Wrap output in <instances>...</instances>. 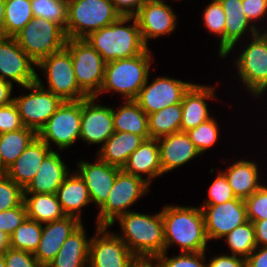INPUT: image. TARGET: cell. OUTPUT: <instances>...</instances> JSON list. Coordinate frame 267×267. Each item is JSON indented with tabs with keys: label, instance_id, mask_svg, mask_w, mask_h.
I'll list each match as a JSON object with an SVG mask.
<instances>
[{
	"label": "cell",
	"instance_id": "obj_6",
	"mask_svg": "<svg viewBox=\"0 0 267 267\" xmlns=\"http://www.w3.org/2000/svg\"><path fill=\"white\" fill-rule=\"evenodd\" d=\"M14 37L18 45L36 63L62 50L68 39L60 25L44 18H33Z\"/></svg>",
	"mask_w": 267,
	"mask_h": 267
},
{
	"label": "cell",
	"instance_id": "obj_27",
	"mask_svg": "<svg viewBox=\"0 0 267 267\" xmlns=\"http://www.w3.org/2000/svg\"><path fill=\"white\" fill-rule=\"evenodd\" d=\"M89 244L82 224L65 240L47 267H88Z\"/></svg>",
	"mask_w": 267,
	"mask_h": 267
},
{
	"label": "cell",
	"instance_id": "obj_13",
	"mask_svg": "<svg viewBox=\"0 0 267 267\" xmlns=\"http://www.w3.org/2000/svg\"><path fill=\"white\" fill-rule=\"evenodd\" d=\"M33 61L18 45L15 37L0 38V78L12 84L18 83L24 87L37 80V72Z\"/></svg>",
	"mask_w": 267,
	"mask_h": 267
},
{
	"label": "cell",
	"instance_id": "obj_4",
	"mask_svg": "<svg viewBox=\"0 0 267 267\" xmlns=\"http://www.w3.org/2000/svg\"><path fill=\"white\" fill-rule=\"evenodd\" d=\"M151 50L147 48L142 54L106 62L104 79L100 93L110 90L123 94L126 100H135L139 91L149 79Z\"/></svg>",
	"mask_w": 267,
	"mask_h": 267
},
{
	"label": "cell",
	"instance_id": "obj_34",
	"mask_svg": "<svg viewBox=\"0 0 267 267\" xmlns=\"http://www.w3.org/2000/svg\"><path fill=\"white\" fill-rule=\"evenodd\" d=\"M182 104H173L148 115L150 138L158 139L181 131Z\"/></svg>",
	"mask_w": 267,
	"mask_h": 267
},
{
	"label": "cell",
	"instance_id": "obj_54",
	"mask_svg": "<svg viewBox=\"0 0 267 267\" xmlns=\"http://www.w3.org/2000/svg\"><path fill=\"white\" fill-rule=\"evenodd\" d=\"M12 87L13 84L0 78V107L13 102L14 97L11 98Z\"/></svg>",
	"mask_w": 267,
	"mask_h": 267
},
{
	"label": "cell",
	"instance_id": "obj_48",
	"mask_svg": "<svg viewBox=\"0 0 267 267\" xmlns=\"http://www.w3.org/2000/svg\"><path fill=\"white\" fill-rule=\"evenodd\" d=\"M243 11L250 21H257L267 13V0H242Z\"/></svg>",
	"mask_w": 267,
	"mask_h": 267
},
{
	"label": "cell",
	"instance_id": "obj_22",
	"mask_svg": "<svg viewBox=\"0 0 267 267\" xmlns=\"http://www.w3.org/2000/svg\"><path fill=\"white\" fill-rule=\"evenodd\" d=\"M52 151L38 136L7 168L6 175L25 189L36 175L44 158Z\"/></svg>",
	"mask_w": 267,
	"mask_h": 267
},
{
	"label": "cell",
	"instance_id": "obj_3",
	"mask_svg": "<svg viewBox=\"0 0 267 267\" xmlns=\"http://www.w3.org/2000/svg\"><path fill=\"white\" fill-rule=\"evenodd\" d=\"M119 238L135 256H158L164 252V223L161 211L155 215L129 211L117 218Z\"/></svg>",
	"mask_w": 267,
	"mask_h": 267
},
{
	"label": "cell",
	"instance_id": "obj_57",
	"mask_svg": "<svg viewBox=\"0 0 267 267\" xmlns=\"http://www.w3.org/2000/svg\"><path fill=\"white\" fill-rule=\"evenodd\" d=\"M7 172V169L4 167L1 159H0V177L5 176Z\"/></svg>",
	"mask_w": 267,
	"mask_h": 267
},
{
	"label": "cell",
	"instance_id": "obj_56",
	"mask_svg": "<svg viewBox=\"0 0 267 267\" xmlns=\"http://www.w3.org/2000/svg\"><path fill=\"white\" fill-rule=\"evenodd\" d=\"M10 247L9 236L0 230V253Z\"/></svg>",
	"mask_w": 267,
	"mask_h": 267
},
{
	"label": "cell",
	"instance_id": "obj_47",
	"mask_svg": "<svg viewBox=\"0 0 267 267\" xmlns=\"http://www.w3.org/2000/svg\"><path fill=\"white\" fill-rule=\"evenodd\" d=\"M18 108L14 102L0 107V134L23 128Z\"/></svg>",
	"mask_w": 267,
	"mask_h": 267
},
{
	"label": "cell",
	"instance_id": "obj_32",
	"mask_svg": "<svg viewBox=\"0 0 267 267\" xmlns=\"http://www.w3.org/2000/svg\"><path fill=\"white\" fill-rule=\"evenodd\" d=\"M31 195V197H28ZM24 204L28 219L45 224L66 216L56 194L24 193Z\"/></svg>",
	"mask_w": 267,
	"mask_h": 267
},
{
	"label": "cell",
	"instance_id": "obj_14",
	"mask_svg": "<svg viewBox=\"0 0 267 267\" xmlns=\"http://www.w3.org/2000/svg\"><path fill=\"white\" fill-rule=\"evenodd\" d=\"M97 226L95 237L90 239L88 267H127L135 255L118 234Z\"/></svg>",
	"mask_w": 267,
	"mask_h": 267
},
{
	"label": "cell",
	"instance_id": "obj_36",
	"mask_svg": "<svg viewBox=\"0 0 267 267\" xmlns=\"http://www.w3.org/2000/svg\"><path fill=\"white\" fill-rule=\"evenodd\" d=\"M224 239H226V242L231 249L230 251H232V255L244 259H246L257 247L254 225L249 220L233 229L224 237Z\"/></svg>",
	"mask_w": 267,
	"mask_h": 267
},
{
	"label": "cell",
	"instance_id": "obj_19",
	"mask_svg": "<svg viewBox=\"0 0 267 267\" xmlns=\"http://www.w3.org/2000/svg\"><path fill=\"white\" fill-rule=\"evenodd\" d=\"M41 239L33 253L35 258L45 267L55 258L65 240L81 225L82 222L72 216L45 223Z\"/></svg>",
	"mask_w": 267,
	"mask_h": 267
},
{
	"label": "cell",
	"instance_id": "obj_10",
	"mask_svg": "<svg viewBox=\"0 0 267 267\" xmlns=\"http://www.w3.org/2000/svg\"><path fill=\"white\" fill-rule=\"evenodd\" d=\"M24 88L31 92L25 96L14 97L13 102L18 108L23 126L38 134L64 101L51 91L45 90L38 74L36 82Z\"/></svg>",
	"mask_w": 267,
	"mask_h": 267
},
{
	"label": "cell",
	"instance_id": "obj_41",
	"mask_svg": "<svg viewBox=\"0 0 267 267\" xmlns=\"http://www.w3.org/2000/svg\"><path fill=\"white\" fill-rule=\"evenodd\" d=\"M24 202V189L7 175L0 177V212L20 206Z\"/></svg>",
	"mask_w": 267,
	"mask_h": 267
},
{
	"label": "cell",
	"instance_id": "obj_43",
	"mask_svg": "<svg viewBox=\"0 0 267 267\" xmlns=\"http://www.w3.org/2000/svg\"><path fill=\"white\" fill-rule=\"evenodd\" d=\"M167 252L164 251L159 254L158 260L161 267H207L203 261H205V251L198 253L181 252V254L175 257H166Z\"/></svg>",
	"mask_w": 267,
	"mask_h": 267
},
{
	"label": "cell",
	"instance_id": "obj_8",
	"mask_svg": "<svg viewBox=\"0 0 267 267\" xmlns=\"http://www.w3.org/2000/svg\"><path fill=\"white\" fill-rule=\"evenodd\" d=\"M149 187L144 179L125 173L121 169L117 173L108 199L100 207L97 226L114 225L120 215L128 213V208L148 192Z\"/></svg>",
	"mask_w": 267,
	"mask_h": 267
},
{
	"label": "cell",
	"instance_id": "obj_45",
	"mask_svg": "<svg viewBox=\"0 0 267 267\" xmlns=\"http://www.w3.org/2000/svg\"><path fill=\"white\" fill-rule=\"evenodd\" d=\"M24 202L15 208L0 212V230L9 237L27 219Z\"/></svg>",
	"mask_w": 267,
	"mask_h": 267
},
{
	"label": "cell",
	"instance_id": "obj_40",
	"mask_svg": "<svg viewBox=\"0 0 267 267\" xmlns=\"http://www.w3.org/2000/svg\"><path fill=\"white\" fill-rule=\"evenodd\" d=\"M217 125L216 120H214V118H210L186 132L201 154L212 147L216 140H218L219 129Z\"/></svg>",
	"mask_w": 267,
	"mask_h": 267
},
{
	"label": "cell",
	"instance_id": "obj_23",
	"mask_svg": "<svg viewBox=\"0 0 267 267\" xmlns=\"http://www.w3.org/2000/svg\"><path fill=\"white\" fill-rule=\"evenodd\" d=\"M214 90V87H207L196 83L192 84L184 93L181 102V132H187L212 118L205 99H215Z\"/></svg>",
	"mask_w": 267,
	"mask_h": 267
},
{
	"label": "cell",
	"instance_id": "obj_7",
	"mask_svg": "<svg viewBox=\"0 0 267 267\" xmlns=\"http://www.w3.org/2000/svg\"><path fill=\"white\" fill-rule=\"evenodd\" d=\"M65 48L72 56L79 88L88 97H98L104 79L106 62L85 39H67Z\"/></svg>",
	"mask_w": 267,
	"mask_h": 267
},
{
	"label": "cell",
	"instance_id": "obj_39",
	"mask_svg": "<svg viewBox=\"0 0 267 267\" xmlns=\"http://www.w3.org/2000/svg\"><path fill=\"white\" fill-rule=\"evenodd\" d=\"M226 16L224 10L218 0L212 2L205 8L203 13V21L207 30L213 34L220 36L219 56H224V29Z\"/></svg>",
	"mask_w": 267,
	"mask_h": 267
},
{
	"label": "cell",
	"instance_id": "obj_35",
	"mask_svg": "<svg viewBox=\"0 0 267 267\" xmlns=\"http://www.w3.org/2000/svg\"><path fill=\"white\" fill-rule=\"evenodd\" d=\"M33 18L30 0H5V36L14 37Z\"/></svg>",
	"mask_w": 267,
	"mask_h": 267
},
{
	"label": "cell",
	"instance_id": "obj_52",
	"mask_svg": "<svg viewBox=\"0 0 267 267\" xmlns=\"http://www.w3.org/2000/svg\"><path fill=\"white\" fill-rule=\"evenodd\" d=\"M257 246H267V219L252 222Z\"/></svg>",
	"mask_w": 267,
	"mask_h": 267
},
{
	"label": "cell",
	"instance_id": "obj_46",
	"mask_svg": "<svg viewBox=\"0 0 267 267\" xmlns=\"http://www.w3.org/2000/svg\"><path fill=\"white\" fill-rule=\"evenodd\" d=\"M6 267H45L31 252L9 247L3 252Z\"/></svg>",
	"mask_w": 267,
	"mask_h": 267
},
{
	"label": "cell",
	"instance_id": "obj_55",
	"mask_svg": "<svg viewBox=\"0 0 267 267\" xmlns=\"http://www.w3.org/2000/svg\"><path fill=\"white\" fill-rule=\"evenodd\" d=\"M5 0H0V38L5 37Z\"/></svg>",
	"mask_w": 267,
	"mask_h": 267
},
{
	"label": "cell",
	"instance_id": "obj_2",
	"mask_svg": "<svg viewBox=\"0 0 267 267\" xmlns=\"http://www.w3.org/2000/svg\"><path fill=\"white\" fill-rule=\"evenodd\" d=\"M130 21H133L131 26L124 25ZM84 39L105 62L132 58L142 54L148 48L142 40L138 22L134 16H121L116 22L91 32Z\"/></svg>",
	"mask_w": 267,
	"mask_h": 267
},
{
	"label": "cell",
	"instance_id": "obj_37",
	"mask_svg": "<svg viewBox=\"0 0 267 267\" xmlns=\"http://www.w3.org/2000/svg\"><path fill=\"white\" fill-rule=\"evenodd\" d=\"M43 224L26 219L9 237L10 247L34 253L41 239Z\"/></svg>",
	"mask_w": 267,
	"mask_h": 267
},
{
	"label": "cell",
	"instance_id": "obj_5",
	"mask_svg": "<svg viewBox=\"0 0 267 267\" xmlns=\"http://www.w3.org/2000/svg\"><path fill=\"white\" fill-rule=\"evenodd\" d=\"M120 17L113 0H68L65 33L68 39H84Z\"/></svg>",
	"mask_w": 267,
	"mask_h": 267
},
{
	"label": "cell",
	"instance_id": "obj_12",
	"mask_svg": "<svg viewBox=\"0 0 267 267\" xmlns=\"http://www.w3.org/2000/svg\"><path fill=\"white\" fill-rule=\"evenodd\" d=\"M236 60L238 75L252 93L259 96L267 89V40L259 32Z\"/></svg>",
	"mask_w": 267,
	"mask_h": 267
},
{
	"label": "cell",
	"instance_id": "obj_18",
	"mask_svg": "<svg viewBox=\"0 0 267 267\" xmlns=\"http://www.w3.org/2000/svg\"><path fill=\"white\" fill-rule=\"evenodd\" d=\"M134 17L146 46L148 39L170 35L176 27L177 16L163 0H145Z\"/></svg>",
	"mask_w": 267,
	"mask_h": 267
},
{
	"label": "cell",
	"instance_id": "obj_49",
	"mask_svg": "<svg viewBox=\"0 0 267 267\" xmlns=\"http://www.w3.org/2000/svg\"><path fill=\"white\" fill-rule=\"evenodd\" d=\"M207 267H246V259L234 255H220L211 259Z\"/></svg>",
	"mask_w": 267,
	"mask_h": 267
},
{
	"label": "cell",
	"instance_id": "obj_17",
	"mask_svg": "<svg viewBox=\"0 0 267 267\" xmlns=\"http://www.w3.org/2000/svg\"><path fill=\"white\" fill-rule=\"evenodd\" d=\"M96 97L81 100L80 139L101 146L113 135V108L96 105Z\"/></svg>",
	"mask_w": 267,
	"mask_h": 267
},
{
	"label": "cell",
	"instance_id": "obj_58",
	"mask_svg": "<svg viewBox=\"0 0 267 267\" xmlns=\"http://www.w3.org/2000/svg\"><path fill=\"white\" fill-rule=\"evenodd\" d=\"M0 267H6V263L3 257V253H0Z\"/></svg>",
	"mask_w": 267,
	"mask_h": 267
},
{
	"label": "cell",
	"instance_id": "obj_29",
	"mask_svg": "<svg viewBox=\"0 0 267 267\" xmlns=\"http://www.w3.org/2000/svg\"><path fill=\"white\" fill-rule=\"evenodd\" d=\"M144 141L141 136L130 132H117L104 143L98 151V158L112 166L123 168L129 156Z\"/></svg>",
	"mask_w": 267,
	"mask_h": 267
},
{
	"label": "cell",
	"instance_id": "obj_30",
	"mask_svg": "<svg viewBox=\"0 0 267 267\" xmlns=\"http://www.w3.org/2000/svg\"><path fill=\"white\" fill-rule=\"evenodd\" d=\"M257 167L256 162L241 159L223 172L236 198L245 200L260 188Z\"/></svg>",
	"mask_w": 267,
	"mask_h": 267
},
{
	"label": "cell",
	"instance_id": "obj_15",
	"mask_svg": "<svg viewBox=\"0 0 267 267\" xmlns=\"http://www.w3.org/2000/svg\"><path fill=\"white\" fill-rule=\"evenodd\" d=\"M192 84L167 76L157 77L148 85L147 79L134 101L149 115L170 105L181 103L184 93Z\"/></svg>",
	"mask_w": 267,
	"mask_h": 267
},
{
	"label": "cell",
	"instance_id": "obj_20",
	"mask_svg": "<svg viewBox=\"0 0 267 267\" xmlns=\"http://www.w3.org/2000/svg\"><path fill=\"white\" fill-rule=\"evenodd\" d=\"M79 171H75L84 180L91 202L98 204L99 208L106 202L117 173L121 168L109 165L99 158L95 163L79 161Z\"/></svg>",
	"mask_w": 267,
	"mask_h": 267
},
{
	"label": "cell",
	"instance_id": "obj_42",
	"mask_svg": "<svg viewBox=\"0 0 267 267\" xmlns=\"http://www.w3.org/2000/svg\"><path fill=\"white\" fill-rule=\"evenodd\" d=\"M244 202L249 221L254 222L267 219V186L261 185Z\"/></svg>",
	"mask_w": 267,
	"mask_h": 267
},
{
	"label": "cell",
	"instance_id": "obj_25",
	"mask_svg": "<svg viewBox=\"0 0 267 267\" xmlns=\"http://www.w3.org/2000/svg\"><path fill=\"white\" fill-rule=\"evenodd\" d=\"M122 170L125 173L144 179L149 185L152 179L162 175L158 140L145 139L129 156ZM147 174L146 179L142 174Z\"/></svg>",
	"mask_w": 267,
	"mask_h": 267
},
{
	"label": "cell",
	"instance_id": "obj_1",
	"mask_svg": "<svg viewBox=\"0 0 267 267\" xmlns=\"http://www.w3.org/2000/svg\"><path fill=\"white\" fill-rule=\"evenodd\" d=\"M161 214L164 223V251L167 252L172 243L178 244L181 252L198 253L206 250L209 240L201 207L167 205Z\"/></svg>",
	"mask_w": 267,
	"mask_h": 267
},
{
	"label": "cell",
	"instance_id": "obj_21",
	"mask_svg": "<svg viewBox=\"0 0 267 267\" xmlns=\"http://www.w3.org/2000/svg\"><path fill=\"white\" fill-rule=\"evenodd\" d=\"M157 140L162 175L201 154L186 132L172 133Z\"/></svg>",
	"mask_w": 267,
	"mask_h": 267
},
{
	"label": "cell",
	"instance_id": "obj_53",
	"mask_svg": "<svg viewBox=\"0 0 267 267\" xmlns=\"http://www.w3.org/2000/svg\"><path fill=\"white\" fill-rule=\"evenodd\" d=\"M127 267H161V265L157 256H135Z\"/></svg>",
	"mask_w": 267,
	"mask_h": 267
},
{
	"label": "cell",
	"instance_id": "obj_38",
	"mask_svg": "<svg viewBox=\"0 0 267 267\" xmlns=\"http://www.w3.org/2000/svg\"><path fill=\"white\" fill-rule=\"evenodd\" d=\"M34 18H44L60 25L67 24L68 0H30Z\"/></svg>",
	"mask_w": 267,
	"mask_h": 267
},
{
	"label": "cell",
	"instance_id": "obj_44",
	"mask_svg": "<svg viewBox=\"0 0 267 267\" xmlns=\"http://www.w3.org/2000/svg\"><path fill=\"white\" fill-rule=\"evenodd\" d=\"M208 192V200L203 205H217L236 198L223 171L219 172Z\"/></svg>",
	"mask_w": 267,
	"mask_h": 267
},
{
	"label": "cell",
	"instance_id": "obj_26",
	"mask_svg": "<svg viewBox=\"0 0 267 267\" xmlns=\"http://www.w3.org/2000/svg\"><path fill=\"white\" fill-rule=\"evenodd\" d=\"M224 10L226 16L224 29V56L234 48L235 44L245 34L246 31L251 32L255 36L260 31L255 25L249 24L242 6V0H218Z\"/></svg>",
	"mask_w": 267,
	"mask_h": 267
},
{
	"label": "cell",
	"instance_id": "obj_59",
	"mask_svg": "<svg viewBox=\"0 0 267 267\" xmlns=\"http://www.w3.org/2000/svg\"><path fill=\"white\" fill-rule=\"evenodd\" d=\"M265 38H266V40H267V30H266V32H264V33H261Z\"/></svg>",
	"mask_w": 267,
	"mask_h": 267
},
{
	"label": "cell",
	"instance_id": "obj_11",
	"mask_svg": "<svg viewBox=\"0 0 267 267\" xmlns=\"http://www.w3.org/2000/svg\"><path fill=\"white\" fill-rule=\"evenodd\" d=\"M81 130V100L64 101L49 118L37 136L48 145L50 140L60 150L69 148L80 138Z\"/></svg>",
	"mask_w": 267,
	"mask_h": 267
},
{
	"label": "cell",
	"instance_id": "obj_16",
	"mask_svg": "<svg viewBox=\"0 0 267 267\" xmlns=\"http://www.w3.org/2000/svg\"><path fill=\"white\" fill-rule=\"evenodd\" d=\"M201 209L208 240L224 238L248 221L245 202L240 198L217 205H202Z\"/></svg>",
	"mask_w": 267,
	"mask_h": 267
},
{
	"label": "cell",
	"instance_id": "obj_31",
	"mask_svg": "<svg viewBox=\"0 0 267 267\" xmlns=\"http://www.w3.org/2000/svg\"><path fill=\"white\" fill-rule=\"evenodd\" d=\"M113 127L117 132H130L144 140L150 138L148 115L134 100H125L118 111L113 109Z\"/></svg>",
	"mask_w": 267,
	"mask_h": 267
},
{
	"label": "cell",
	"instance_id": "obj_33",
	"mask_svg": "<svg viewBox=\"0 0 267 267\" xmlns=\"http://www.w3.org/2000/svg\"><path fill=\"white\" fill-rule=\"evenodd\" d=\"M37 137V133L27 127L0 134V159L7 169Z\"/></svg>",
	"mask_w": 267,
	"mask_h": 267
},
{
	"label": "cell",
	"instance_id": "obj_9",
	"mask_svg": "<svg viewBox=\"0 0 267 267\" xmlns=\"http://www.w3.org/2000/svg\"><path fill=\"white\" fill-rule=\"evenodd\" d=\"M37 67L44 70L48 88L63 101H80L88 96L79 88L74 74L72 56L64 47L62 50L42 58Z\"/></svg>",
	"mask_w": 267,
	"mask_h": 267
},
{
	"label": "cell",
	"instance_id": "obj_51",
	"mask_svg": "<svg viewBox=\"0 0 267 267\" xmlns=\"http://www.w3.org/2000/svg\"><path fill=\"white\" fill-rule=\"evenodd\" d=\"M246 267H267V246H257L246 258Z\"/></svg>",
	"mask_w": 267,
	"mask_h": 267
},
{
	"label": "cell",
	"instance_id": "obj_50",
	"mask_svg": "<svg viewBox=\"0 0 267 267\" xmlns=\"http://www.w3.org/2000/svg\"><path fill=\"white\" fill-rule=\"evenodd\" d=\"M145 0H113L115 9L121 16H134Z\"/></svg>",
	"mask_w": 267,
	"mask_h": 267
},
{
	"label": "cell",
	"instance_id": "obj_24",
	"mask_svg": "<svg viewBox=\"0 0 267 267\" xmlns=\"http://www.w3.org/2000/svg\"><path fill=\"white\" fill-rule=\"evenodd\" d=\"M68 175L69 170L62 161L60 154L52 150L44 158L36 175L24 189V193L56 194Z\"/></svg>",
	"mask_w": 267,
	"mask_h": 267
},
{
	"label": "cell",
	"instance_id": "obj_28",
	"mask_svg": "<svg viewBox=\"0 0 267 267\" xmlns=\"http://www.w3.org/2000/svg\"><path fill=\"white\" fill-rule=\"evenodd\" d=\"M62 211L66 216L81 220V208L91 202L87 186L77 173L69 174L56 192Z\"/></svg>",
	"mask_w": 267,
	"mask_h": 267
}]
</instances>
